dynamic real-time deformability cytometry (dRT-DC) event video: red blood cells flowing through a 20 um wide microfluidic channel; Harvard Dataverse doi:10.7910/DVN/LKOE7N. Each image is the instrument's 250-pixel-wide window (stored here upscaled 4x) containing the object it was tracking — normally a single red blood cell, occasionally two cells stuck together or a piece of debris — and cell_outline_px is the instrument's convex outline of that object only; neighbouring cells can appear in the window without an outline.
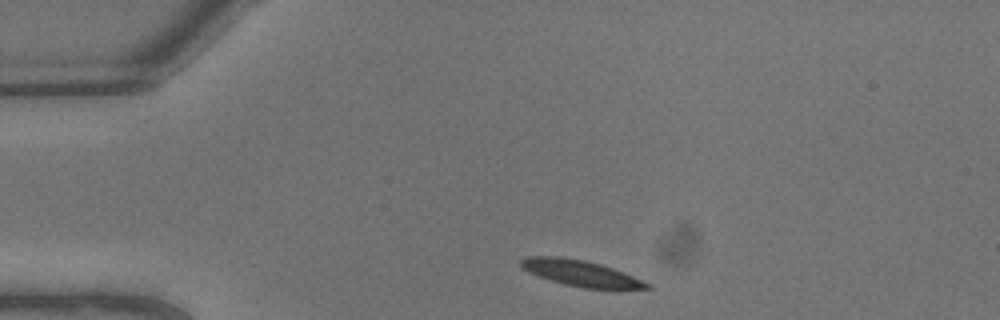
{"species": "common noctule bat (a hibernating species)", "species_latin": "Nyctalus noctula", "temperature_condition": "warm", "stored_images_in_passage": 3, "camera_frame_rate_fps": 3000, "um_per_image_px": 0.085, "animal": {"sex": "male", "body_mass_g": 13.3}, "frame": {"image": 1, "passage_image": 1, "time_ms": 0.0, "image_size_px": [1000, 320], "cell_outline_px": [[652, 288], [584, 288], [564, 284], [540, 276], [524, 268], [520, 264], [520, 260], [528, 256], [560, 256], [584, 260], [600, 264], [624, 272], [652, 284]], "centroid_in_image_um": [49.39, 23.21], "position_along_channel_um": 35.6, "area_um2": 18.67}}